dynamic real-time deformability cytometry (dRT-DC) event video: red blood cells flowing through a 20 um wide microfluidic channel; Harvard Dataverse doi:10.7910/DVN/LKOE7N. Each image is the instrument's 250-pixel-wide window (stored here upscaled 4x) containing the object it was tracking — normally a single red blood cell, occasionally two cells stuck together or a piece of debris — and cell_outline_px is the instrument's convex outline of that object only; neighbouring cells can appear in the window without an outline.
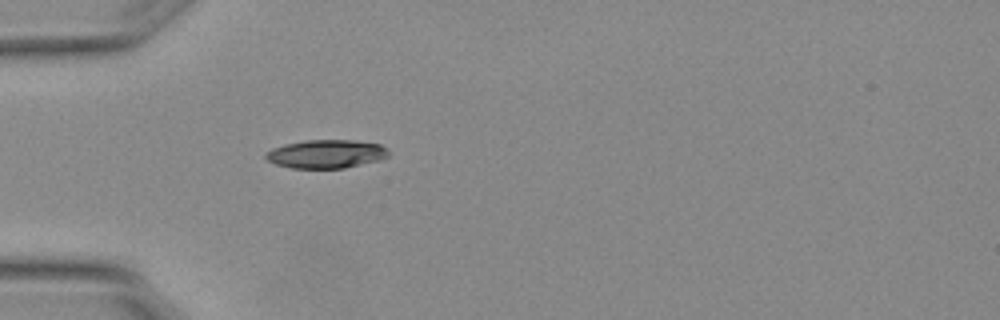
{"species": "Egyptian fruit bat (a non-hibernating species)", "species_latin": "Rousettus aegyptiacus", "temperature_condition": "warm", "stored_images_in_passage": 1, "camera_frame_rate_fps": 3000, "um_per_image_px": 0.085, "animal": {"sex": "female"}, "frame": {"image": 1, "passage_image": 1, "time_ms": 0.0, "image_size_px": [1000, 320], "cell_outline_px": [[388, 156], [380, 160], [344, 168], [292, 168], [276, 164], [268, 160], [264, 156], [272, 148], [304, 140], [352, 140], [380, 144], [388, 148]], "centroid_in_image_um": [27.76, 13.08], "position_along_channel_um": 57.2, "area_um2": 20.23}}